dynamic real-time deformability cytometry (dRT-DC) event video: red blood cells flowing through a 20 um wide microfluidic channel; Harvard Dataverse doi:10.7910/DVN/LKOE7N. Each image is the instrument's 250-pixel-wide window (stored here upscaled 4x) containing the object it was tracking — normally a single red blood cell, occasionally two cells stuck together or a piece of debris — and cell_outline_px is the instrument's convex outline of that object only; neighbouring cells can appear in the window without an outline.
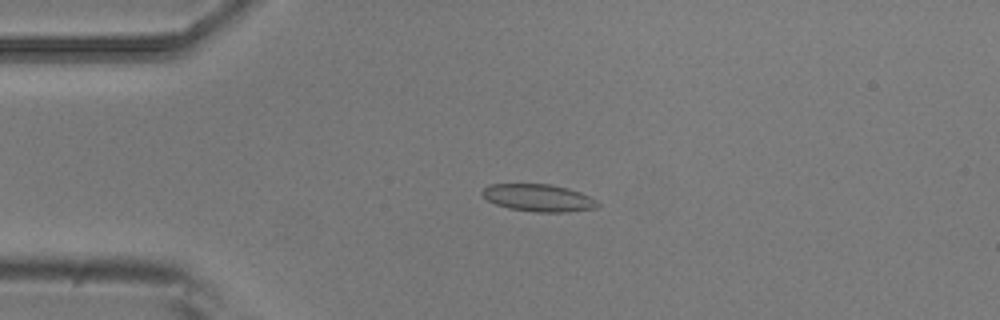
{"species": "common noctule bat (a hibernating species)", "species_latin": "Nyctalus noctula", "temperature_condition": "room temperature", "stored_images_in_passage": 4, "camera_frame_rate_fps": 3000, "um_per_image_px": 0.085, "animal": {"sex": "male", "body_mass_g": 20.5, "forearm_length_mm": 52.5}, "frame": {"image": 1, "passage_image": 4, "time_ms": 1.0, "image_size_px": [1000, 320], "cell_outline_px": [[600, 204], [596, 208], [564, 212], [536, 212], [508, 208], [496, 204], [488, 200], [480, 192], [488, 184], [552, 184], [568, 188], [580, 192], [596, 200]], "centroid_in_image_um": [45.76, 16.81], "position_along_channel_um": 39.2, "area_um2": 18.32}}